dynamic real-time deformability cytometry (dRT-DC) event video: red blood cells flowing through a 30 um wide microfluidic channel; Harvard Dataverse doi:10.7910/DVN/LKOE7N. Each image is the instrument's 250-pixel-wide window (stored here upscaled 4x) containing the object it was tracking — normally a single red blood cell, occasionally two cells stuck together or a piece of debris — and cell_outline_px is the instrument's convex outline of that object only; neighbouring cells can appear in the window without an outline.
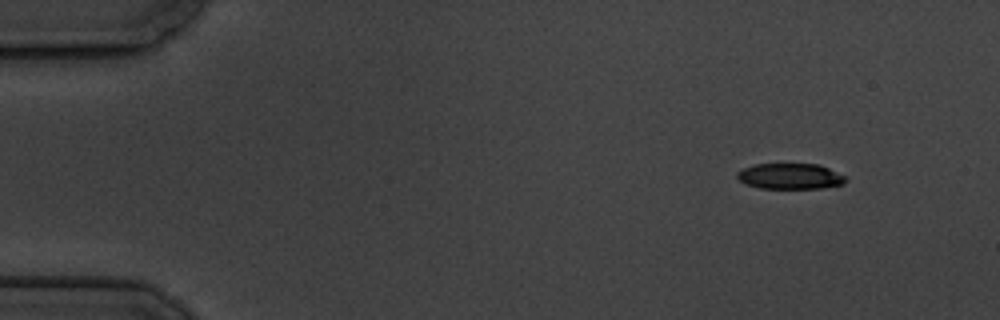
{"species": "common noctule bat (a hibernating species)", "species_latin": "Nyctalus noctula", "temperature_condition": "cold", "stored_images_in_passage": 5, "camera_frame_rate_fps": 3000, "um_per_image_px": 0.085, "animal": {"sex": "male", "body_mass_g": 19.5, "forearm_length_mm": 54.6}, "frame": {"image": 1, "passage_image": 1, "time_ms": 0.0, "image_size_px": [1000, 320], "cell_outline_px": [[848, 180], [844, 184], [820, 188], [760, 188], [744, 184], [736, 176], [736, 172], [752, 164], [820, 164], [848, 176]], "centroid_in_image_um": [67.2, 14.97], "position_along_channel_um": 17.8, "area_um2": 16.53}}
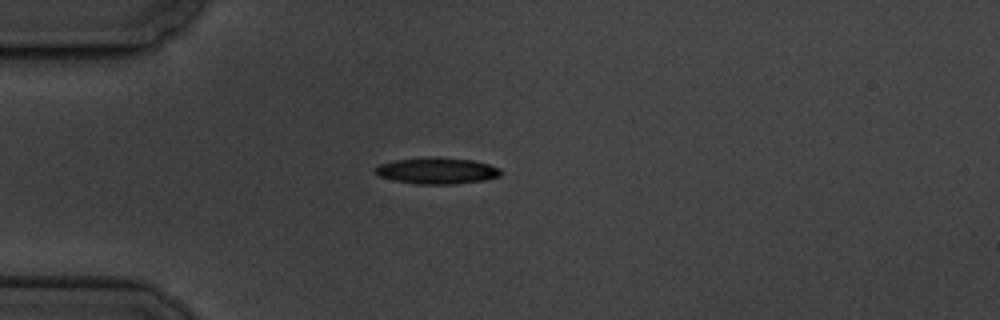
{"frame": {"image": 2, "passage_image": 4, "time_ms": 3.333, "image_size_px": [1000, 320], "cell_outline_px": [[504, 172], [500, 176], [484, 180], [452, 184], [416, 184], [392, 180], [380, 176], [372, 172], [380, 164], [396, 160], [472, 160], [488, 164], [500, 168]], "centroid_in_image_um": [37.17, 14.57], "position_along_channel_um": 47.8, "area_um2": 18.26}}